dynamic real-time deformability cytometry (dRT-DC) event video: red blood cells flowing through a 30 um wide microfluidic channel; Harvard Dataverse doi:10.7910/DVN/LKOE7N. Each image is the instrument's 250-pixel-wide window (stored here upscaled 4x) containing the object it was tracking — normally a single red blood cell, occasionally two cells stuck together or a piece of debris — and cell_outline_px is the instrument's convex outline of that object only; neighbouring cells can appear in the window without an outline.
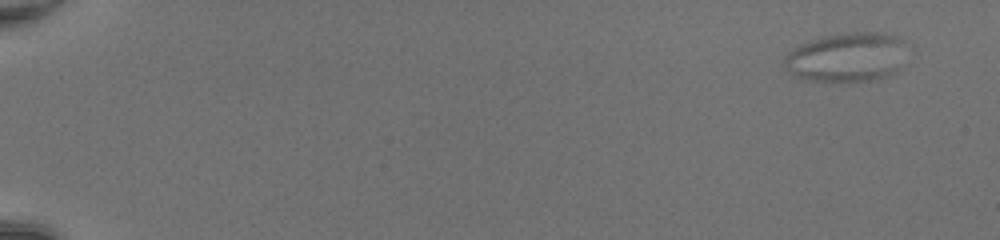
{"species": "common noctule bat (a hibernating species)", "species_latin": "Nyctalus noctula", "temperature_condition": "room temperature", "stored_images_in_passage": 20, "camera_frame_rate_fps": 3000, "um_per_image_px": 0.085, "animal": {"sex": "female", "body_mass_g": 20.0, "forearm_length_mm": 54.0}, "frame": {"image": 1, "passage_image": 4, "time_ms": 1.0, "image_size_px": [1000, 240], "cell_outline_px": [[904, 40], [900, 68], [896, 72], [888, 76], [872, 80], [800, 80], [792, 76], [784, 64], [784, 56], [792, 48], [808, 40], [820, 36], [852, 32], [884, 32], [900, 36]], "centroid_in_image_um": [71.93, 4.84], "position_along_channel_um": 13.1, "area_um2": 35.37}}